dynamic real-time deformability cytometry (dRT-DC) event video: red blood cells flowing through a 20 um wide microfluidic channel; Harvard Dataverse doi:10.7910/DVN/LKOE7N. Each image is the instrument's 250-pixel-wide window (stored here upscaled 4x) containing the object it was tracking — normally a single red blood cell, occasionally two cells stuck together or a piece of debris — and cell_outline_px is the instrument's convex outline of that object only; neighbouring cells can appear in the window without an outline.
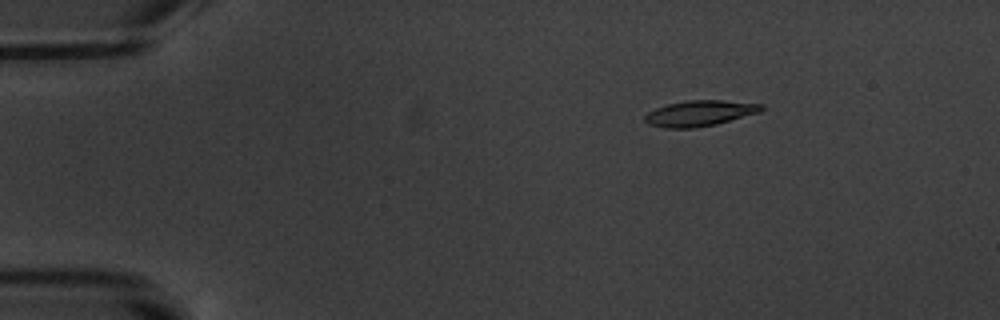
{"species": "common noctule bat (a hibernating species)", "species_latin": "Nyctalus noctula", "temperature_condition": "warm", "stored_images_in_passage": 17, "camera_frame_rate_fps": 3000, "um_per_image_px": 0.085, "animal": {"sex": "male", "body_mass_g": 20.1, "forearm_length_mm": 53.5}, "frame": {"image": 1, "passage_image": 3, "time_ms": 2.333, "image_size_px": [1000, 320], "cell_outline_px": [[764, 108], [760, 112], [716, 124], [692, 128], [664, 128], [648, 124], [644, 120], [644, 116], [648, 112], [656, 108], [668, 104], [688, 100], [720, 100], [764, 104]], "centroid_in_image_um": [59.47, 9.63], "position_along_channel_um": 25.5, "area_um2": 17.4}}
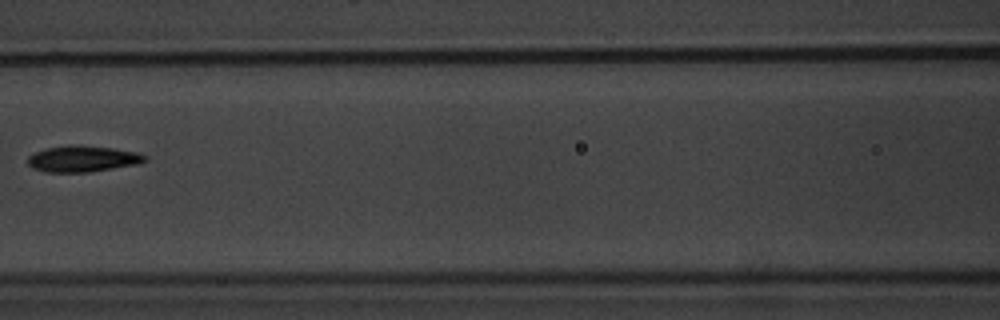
{"frame": {"image": 2, "passage_image": 8, "time_ms": 8.333, "image_size_px": [1000, 320], "cell_outline_px": [[148, 160], [136, 164], [88, 172], [44, 172], [32, 168], [28, 164], [28, 156], [36, 152], [48, 148], [68, 144], [76, 144], [112, 148], [136, 152], [148, 156]], "centroid_in_image_um": [7.01, 13.49], "position_along_channel_um": 159.6, "area_um2": 17.86}}
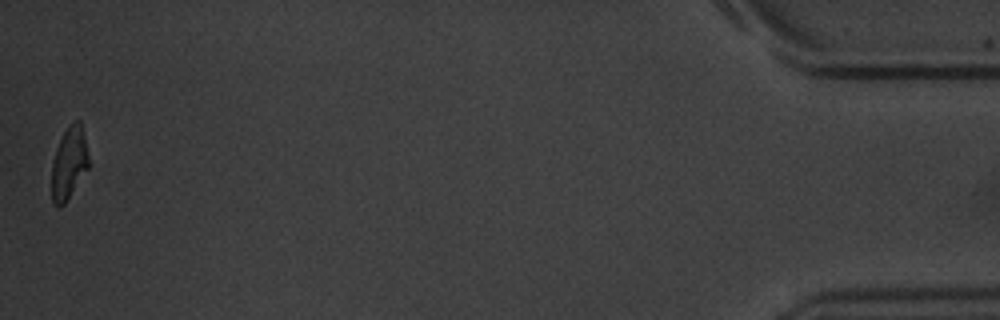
{"frame": {"image": 3, "passage_image": 17, "time_ms": 18.667, "image_size_px": [1000, 320], "cell_outline_px": [[88, 168], [64, 204], [52, 204], [52, 164], [56, 148], [64, 132], [76, 120], [80, 120], [84, 136], [88, 156]], "centroid_in_image_um": [5.86, 13.87], "position_along_channel_um": 429.3, "area_um2": 15.03}, "authors_computed_cell_mechanics": {"area_um2": 17.1088, "velocity_mm_per_s": 3.4763, "shape_relaxation_time_tau1_ms": 2.0991, "shape_relaxation_time_tau2_ms": 2.2696, "deformation_change_tau1": 0.1593, "deformation_change_tau2": 0.0843}}